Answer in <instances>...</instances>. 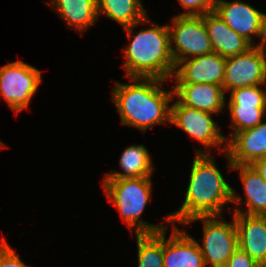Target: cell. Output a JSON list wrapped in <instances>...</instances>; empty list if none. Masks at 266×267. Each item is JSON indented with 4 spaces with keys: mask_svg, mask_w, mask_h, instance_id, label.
<instances>
[{
    "mask_svg": "<svg viewBox=\"0 0 266 267\" xmlns=\"http://www.w3.org/2000/svg\"><path fill=\"white\" fill-rule=\"evenodd\" d=\"M129 79L131 84L116 82L112 89V100L121 124L145 133L155 124L170 123V103L175 98L173 89L166 91L160 87L167 81L141 77Z\"/></svg>",
    "mask_w": 266,
    "mask_h": 267,
    "instance_id": "obj_1",
    "label": "cell"
},
{
    "mask_svg": "<svg viewBox=\"0 0 266 267\" xmlns=\"http://www.w3.org/2000/svg\"><path fill=\"white\" fill-rule=\"evenodd\" d=\"M188 181L182 206L168 214L170 223L183 224L196 216H221L225 204L231 202L233 188L222 176L212 154L195 155Z\"/></svg>",
    "mask_w": 266,
    "mask_h": 267,
    "instance_id": "obj_2",
    "label": "cell"
},
{
    "mask_svg": "<svg viewBox=\"0 0 266 267\" xmlns=\"http://www.w3.org/2000/svg\"><path fill=\"white\" fill-rule=\"evenodd\" d=\"M153 24L151 28L141 29L134 34L137 25ZM131 41L123 48V67L126 77L158 78L168 81L175 71V62L170 49L168 24L159 26L148 16L138 23L124 28ZM133 34V35H132Z\"/></svg>",
    "mask_w": 266,
    "mask_h": 267,
    "instance_id": "obj_3",
    "label": "cell"
},
{
    "mask_svg": "<svg viewBox=\"0 0 266 267\" xmlns=\"http://www.w3.org/2000/svg\"><path fill=\"white\" fill-rule=\"evenodd\" d=\"M101 185L108 202L119 210L121 219L135 234L158 233L171 226L168 215L162 222L167 225H153L141 218L152 195L151 177L103 179Z\"/></svg>",
    "mask_w": 266,
    "mask_h": 267,
    "instance_id": "obj_4",
    "label": "cell"
},
{
    "mask_svg": "<svg viewBox=\"0 0 266 267\" xmlns=\"http://www.w3.org/2000/svg\"><path fill=\"white\" fill-rule=\"evenodd\" d=\"M222 219L223 215L196 216L182 224L189 226L192 222L202 220L203 240L202 244L198 241L197 243L206 266L224 267L238 248V233L234 217L232 222L222 221Z\"/></svg>",
    "mask_w": 266,
    "mask_h": 267,
    "instance_id": "obj_5",
    "label": "cell"
},
{
    "mask_svg": "<svg viewBox=\"0 0 266 267\" xmlns=\"http://www.w3.org/2000/svg\"><path fill=\"white\" fill-rule=\"evenodd\" d=\"M171 21L173 25H168V28L175 65L179 61L214 52L203 16L177 15Z\"/></svg>",
    "mask_w": 266,
    "mask_h": 267,
    "instance_id": "obj_6",
    "label": "cell"
},
{
    "mask_svg": "<svg viewBox=\"0 0 266 267\" xmlns=\"http://www.w3.org/2000/svg\"><path fill=\"white\" fill-rule=\"evenodd\" d=\"M41 71L21 60L0 67V95L16 114L30 105L42 82Z\"/></svg>",
    "mask_w": 266,
    "mask_h": 267,
    "instance_id": "obj_7",
    "label": "cell"
},
{
    "mask_svg": "<svg viewBox=\"0 0 266 267\" xmlns=\"http://www.w3.org/2000/svg\"><path fill=\"white\" fill-rule=\"evenodd\" d=\"M212 115L213 113L183 105L177 99L170 107V123L181 128L186 134L205 146L206 151L200 148L195 152L196 154H211L210 148L214 146H219L218 148L223 153L227 149V138L221 133L219 129L221 127H218L213 121Z\"/></svg>",
    "mask_w": 266,
    "mask_h": 267,
    "instance_id": "obj_8",
    "label": "cell"
},
{
    "mask_svg": "<svg viewBox=\"0 0 266 267\" xmlns=\"http://www.w3.org/2000/svg\"><path fill=\"white\" fill-rule=\"evenodd\" d=\"M266 84V45L253 46L246 53L226 58L223 90Z\"/></svg>",
    "mask_w": 266,
    "mask_h": 267,
    "instance_id": "obj_9",
    "label": "cell"
},
{
    "mask_svg": "<svg viewBox=\"0 0 266 267\" xmlns=\"http://www.w3.org/2000/svg\"><path fill=\"white\" fill-rule=\"evenodd\" d=\"M264 85L240 87L229 91L230 127L233 132L227 141L237 132L253 128L266 119V89Z\"/></svg>",
    "mask_w": 266,
    "mask_h": 267,
    "instance_id": "obj_10",
    "label": "cell"
},
{
    "mask_svg": "<svg viewBox=\"0 0 266 267\" xmlns=\"http://www.w3.org/2000/svg\"><path fill=\"white\" fill-rule=\"evenodd\" d=\"M228 27L244 37L253 46L266 45V14L241 0H215L213 10ZM260 36L254 44L253 37Z\"/></svg>",
    "mask_w": 266,
    "mask_h": 267,
    "instance_id": "obj_11",
    "label": "cell"
},
{
    "mask_svg": "<svg viewBox=\"0 0 266 267\" xmlns=\"http://www.w3.org/2000/svg\"><path fill=\"white\" fill-rule=\"evenodd\" d=\"M226 58L216 52L188 58L175 65V83H211L222 87Z\"/></svg>",
    "mask_w": 266,
    "mask_h": 267,
    "instance_id": "obj_12",
    "label": "cell"
},
{
    "mask_svg": "<svg viewBox=\"0 0 266 267\" xmlns=\"http://www.w3.org/2000/svg\"><path fill=\"white\" fill-rule=\"evenodd\" d=\"M238 248L261 267H266V215L233 213Z\"/></svg>",
    "mask_w": 266,
    "mask_h": 267,
    "instance_id": "obj_13",
    "label": "cell"
},
{
    "mask_svg": "<svg viewBox=\"0 0 266 267\" xmlns=\"http://www.w3.org/2000/svg\"><path fill=\"white\" fill-rule=\"evenodd\" d=\"M167 229L163 230L164 267H206L197 240L187 232L173 225L170 238L166 239Z\"/></svg>",
    "mask_w": 266,
    "mask_h": 267,
    "instance_id": "obj_14",
    "label": "cell"
},
{
    "mask_svg": "<svg viewBox=\"0 0 266 267\" xmlns=\"http://www.w3.org/2000/svg\"><path fill=\"white\" fill-rule=\"evenodd\" d=\"M173 96L188 107L219 114L226 105L223 87L211 83H175Z\"/></svg>",
    "mask_w": 266,
    "mask_h": 267,
    "instance_id": "obj_15",
    "label": "cell"
},
{
    "mask_svg": "<svg viewBox=\"0 0 266 267\" xmlns=\"http://www.w3.org/2000/svg\"><path fill=\"white\" fill-rule=\"evenodd\" d=\"M226 152L233 165H251L266 157V121L235 133L227 141Z\"/></svg>",
    "mask_w": 266,
    "mask_h": 267,
    "instance_id": "obj_16",
    "label": "cell"
},
{
    "mask_svg": "<svg viewBox=\"0 0 266 267\" xmlns=\"http://www.w3.org/2000/svg\"><path fill=\"white\" fill-rule=\"evenodd\" d=\"M229 162L228 168L230 170L240 171V178L243 183L245 199L236 194V190L232 189L231 202L241 204L244 203L246 212L242 209L236 208L234 213H242L249 215H266V182L254 170L251 165H233L227 152H224Z\"/></svg>",
    "mask_w": 266,
    "mask_h": 267,
    "instance_id": "obj_17",
    "label": "cell"
},
{
    "mask_svg": "<svg viewBox=\"0 0 266 267\" xmlns=\"http://www.w3.org/2000/svg\"><path fill=\"white\" fill-rule=\"evenodd\" d=\"M213 51L225 58L246 53L253 45L236 33L213 11L203 15Z\"/></svg>",
    "mask_w": 266,
    "mask_h": 267,
    "instance_id": "obj_18",
    "label": "cell"
},
{
    "mask_svg": "<svg viewBox=\"0 0 266 267\" xmlns=\"http://www.w3.org/2000/svg\"><path fill=\"white\" fill-rule=\"evenodd\" d=\"M49 5L69 28L83 33L98 20L97 0H51Z\"/></svg>",
    "mask_w": 266,
    "mask_h": 267,
    "instance_id": "obj_19",
    "label": "cell"
},
{
    "mask_svg": "<svg viewBox=\"0 0 266 267\" xmlns=\"http://www.w3.org/2000/svg\"><path fill=\"white\" fill-rule=\"evenodd\" d=\"M119 164L123 172H107L104 179L151 177L154 171L151 156L143 144L128 146L122 152Z\"/></svg>",
    "mask_w": 266,
    "mask_h": 267,
    "instance_id": "obj_20",
    "label": "cell"
},
{
    "mask_svg": "<svg viewBox=\"0 0 266 267\" xmlns=\"http://www.w3.org/2000/svg\"><path fill=\"white\" fill-rule=\"evenodd\" d=\"M98 18L105 15L117 21L123 29L147 17L142 0H97Z\"/></svg>",
    "mask_w": 266,
    "mask_h": 267,
    "instance_id": "obj_21",
    "label": "cell"
},
{
    "mask_svg": "<svg viewBox=\"0 0 266 267\" xmlns=\"http://www.w3.org/2000/svg\"><path fill=\"white\" fill-rule=\"evenodd\" d=\"M138 267H164L163 230L136 234Z\"/></svg>",
    "mask_w": 266,
    "mask_h": 267,
    "instance_id": "obj_22",
    "label": "cell"
},
{
    "mask_svg": "<svg viewBox=\"0 0 266 267\" xmlns=\"http://www.w3.org/2000/svg\"><path fill=\"white\" fill-rule=\"evenodd\" d=\"M185 9L179 15L186 16H203L206 13L213 12L215 0H178Z\"/></svg>",
    "mask_w": 266,
    "mask_h": 267,
    "instance_id": "obj_23",
    "label": "cell"
},
{
    "mask_svg": "<svg viewBox=\"0 0 266 267\" xmlns=\"http://www.w3.org/2000/svg\"><path fill=\"white\" fill-rule=\"evenodd\" d=\"M0 267H30L20 259L5 237L0 240Z\"/></svg>",
    "mask_w": 266,
    "mask_h": 267,
    "instance_id": "obj_24",
    "label": "cell"
},
{
    "mask_svg": "<svg viewBox=\"0 0 266 267\" xmlns=\"http://www.w3.org/2000/svg\"><path fill=\"white\" fill-rule=\"evenodd\" d=\"M224 267H261V266L255 260H253L247 253L237 248V250L228 259Z\"/></svg>",
    "mask_w": 266,
    "mask_h": 267,
    "instance_id": "obj_25",
    "label": "cell"
},
{
    "mask_svg": "<svg viewBox=\"0 0 266 267\" xmlns=\"http://www.w3.org/2000/svg\"><path fill=\"white\" fill-rule=\"evenodd\" d=\"M251 166L266 182V157L254 161Z\"/></svg>",
    "mask_w": 266,
    "mask_h": 267,
    "instance_id": "obj_26",
    "label": "cell"
},
{
    "mask_svg": "<svg viewBox=\"0 0 266 267\" xmlns=\"http://www.w3.org/2000/svg\"><path fill=\"white\" fill-rule=\"evenodd\" d=\"M4 146H5V143H3V142L0 140V150H1L2 148H4Z\"/></svg>",
    "mask_w": 266,
    "mask_h": 267,
    "instance_id": "obj_27",
    "label": "cell"
}]
</instances>
